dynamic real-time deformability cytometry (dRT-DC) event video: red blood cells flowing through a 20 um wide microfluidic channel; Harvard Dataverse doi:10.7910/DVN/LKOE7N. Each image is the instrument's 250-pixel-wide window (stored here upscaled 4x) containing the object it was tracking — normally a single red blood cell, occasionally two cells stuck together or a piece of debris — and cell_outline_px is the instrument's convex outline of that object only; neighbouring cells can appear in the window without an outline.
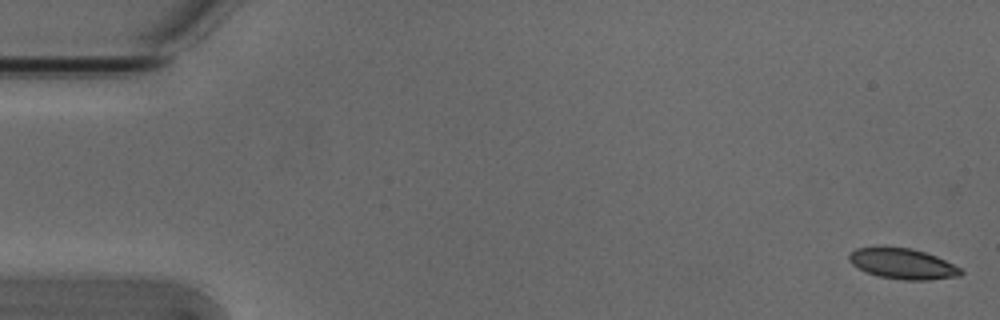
{"species": "Egyptian fruit bat (a non-hibernating species)", "species_latin": "Rousettus aegyptiacus", "temperature_condition": "cold", "stored_images_in_passage": 54, "camera_frame_rate_fps": 3000, "um_per_image_px": 0.085, "animal": {"sex": "male"}, "frame": {"image": 1, "passage_image": 1, "time_ms": 0.0, "image_size_px": [1000, 320], "cell_outline_px": [[964, 272], [960, 276], [928, 280], [904, 280], [880, 276], [868, 272], [852, 264], [848, 260], [848, 256], [856, 248], [912, 248], [936, 256], [960, 268]], "centroid_in_image_um": [76.76, 22.43], "position_along_channel_um": 8.2, "area_um2": 19.42}}
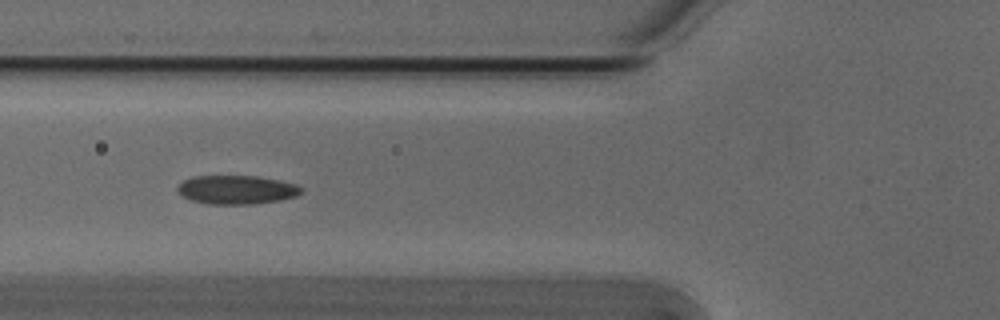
{"frame": {"image": 2, "passage_image": 20, "time_ms": 6.333, "image_size_px": [1000, 320], "cell_outline_px": [[304, 188], [296, 196], [280, 200], [252, 204], [208, 204], [192, 200], [180, 196], [176, 188], [184, 180], [192, 176], [256, 176], [296, 184]], "centroid_in_image_um": [20.08, 16.13], "position_along_channel_um": 105.7, "area_um2": 20.69}}
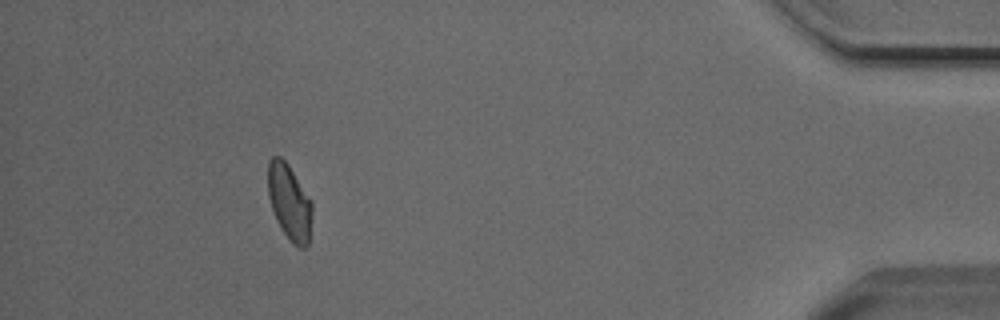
{"frame": {"image": 3, "passage_image": 49, "time_ms": 16.0, "image_size_px": [1000, 320], "cell_outline_px": [[312, 216], [308, 244], [304, 248], [300, 248], [292, 244], [288, 240], [280, 228], [276, 220], [268, 196], [268, 160], [272, 156], [280, 156], [288, 164], [312, 200]], "centroid_in_image_um": [24.6, 17.19], "position_along_channel_um": 410.6, "area_um2": 19.77}, "authors_computed_cell_mechanics": {"area_um2": 20.23, "velocity_mm_per_s": 3.7956, "shape_relaxation_time_tau1_ms": 8.2938, "shape_relaxation_time_tau2_ms": 4.5595, "deformation_change_tau1": 0.1467, "deformation_change_tau2": 0.0814}}